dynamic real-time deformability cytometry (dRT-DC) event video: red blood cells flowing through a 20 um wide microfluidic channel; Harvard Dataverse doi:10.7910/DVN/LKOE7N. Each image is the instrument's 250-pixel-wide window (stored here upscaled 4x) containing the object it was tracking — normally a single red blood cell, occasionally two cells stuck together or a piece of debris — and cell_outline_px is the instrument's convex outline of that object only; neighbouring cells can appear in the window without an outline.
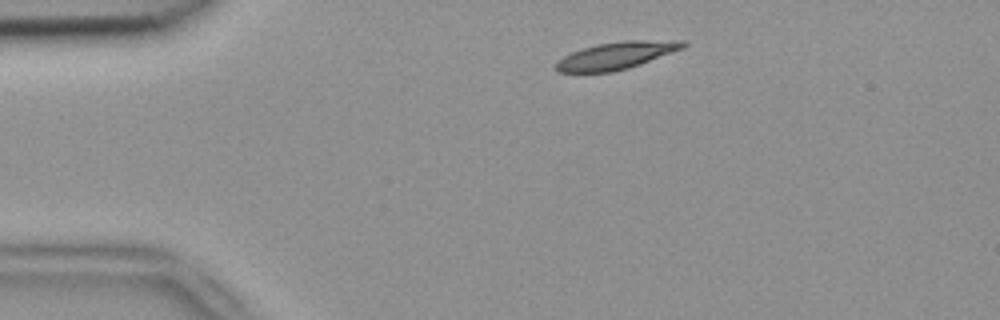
{"species": "common noctule bat (a hibernating species)", "species_latin": "Nyctalus noctula", "temperature_condition": "room temperature", "stored_images_in_passage": 3, "camera_frame_rate_fps": 3000, "um_per_image_px": 0.085, "animal": {"sex": "female", "body_mass_g": 18.4}, "frame": {"image": 1, "passage_image": 1, "time_ms": 0.0, "image_size_px": [1000, 320], "cell_outline_px": [[688, 44], [684, 48], [640, 64], [628, 68], [612, 72], [556, 72], [556, 64], [564, 56], [580, 48], [596, 44], [624, 40], [688, 40]], "centroid_in_image_um": [52.44, 4.7], "position_along_channel_um": 32.6, "area_um2": 20.29}}
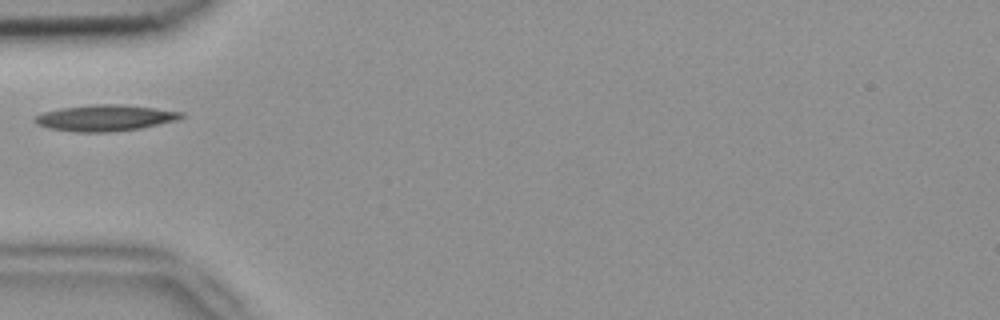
{"frame": {"image": 2, "passage_image": 3, "time_ms": 0.667, "image_size_px": [1000, 320], "cell_outline_px": [[184, 116], [176, 120], [140, 128], [112, 132], [76, 132], [48, 128], [36, 124], [32, 120], [36, 116], [44, 112], [60, 108], [88, 104], [120, 104], [156, 108], [184, 112]], "centroid_in_image_um": [8.9, 10.02], "position_along_channel_um": 76.1, "area_um2": 22.43}}